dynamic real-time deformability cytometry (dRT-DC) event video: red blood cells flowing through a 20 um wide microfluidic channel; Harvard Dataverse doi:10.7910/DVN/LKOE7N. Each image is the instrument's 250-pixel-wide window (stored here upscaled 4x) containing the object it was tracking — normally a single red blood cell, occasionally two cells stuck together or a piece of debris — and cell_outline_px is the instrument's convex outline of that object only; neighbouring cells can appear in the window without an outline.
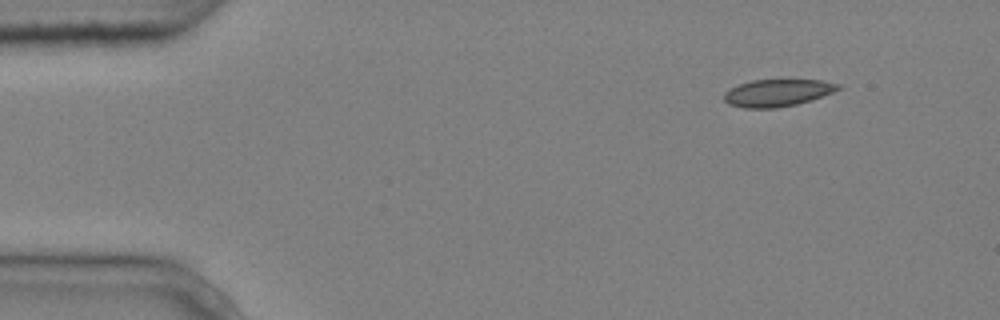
{"species": "common noctule bat (a hibernating species)", "species_latin": "Nyctalus noctula", "temperature_condition": "cold", "stored_images_in_passage": 3, "camera_frame_rate_fps": 3000, "um_per_image_px": 0.085, "animal": {"sex": "male", "body_mass_g": 20.4}, "frame": {"image": 1, "passage_image": 1, "time_ms": 0.0, "image_size_px": [1000, 320], "cell_outline_px": [[844, 88], [812, 100], [796, 104], [776, 108], [744, 108], [728, 104], [724, 100], [724, 92], [740, 84], [752, 80], [820, 80], [840, 84]], "centroid_in_image_um": [66.11, 7.89], "position_along_channel_um": 18.9, "area_um2": 18.09}}